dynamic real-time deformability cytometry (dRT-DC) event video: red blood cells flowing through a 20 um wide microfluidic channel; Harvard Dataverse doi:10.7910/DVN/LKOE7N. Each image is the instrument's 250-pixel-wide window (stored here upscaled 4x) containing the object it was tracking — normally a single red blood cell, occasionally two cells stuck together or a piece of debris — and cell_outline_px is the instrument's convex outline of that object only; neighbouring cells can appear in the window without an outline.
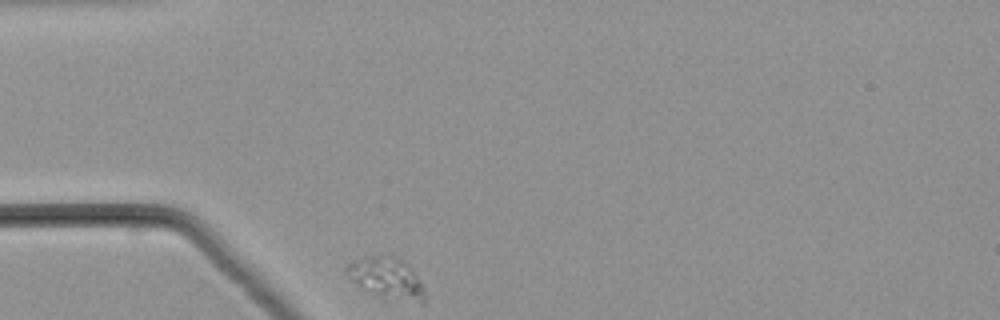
{"species": "common noctule bat (a hibernating species)", "species_latin": "Nyctalus noctula", "temperature_condition": "warm", "stored_images_in_passage": 36, "camera_frame_rate_fps": 3000, "um_per_image_px": 0.085, "animal": {"sex": "male", "body_mass_g": 21.5, "forearm_length_mm": 52.0}, "frame": {"image": 1, "passage_image": 1, "time_ms": 0.0, "image_size_px": [1000, 320], "cell_outline_px": [[424, 304], [420, 304], [376, 292], [352, 280], [344, 272], [344, 268], [348, 264], [380, 252], [388, 252], [408, 264], [420, 280], [424, 292]], "centroid_in_image_um": [32.91, 23.53], "position_along_channel_um": 52.1, "area_um2": 18.03}}
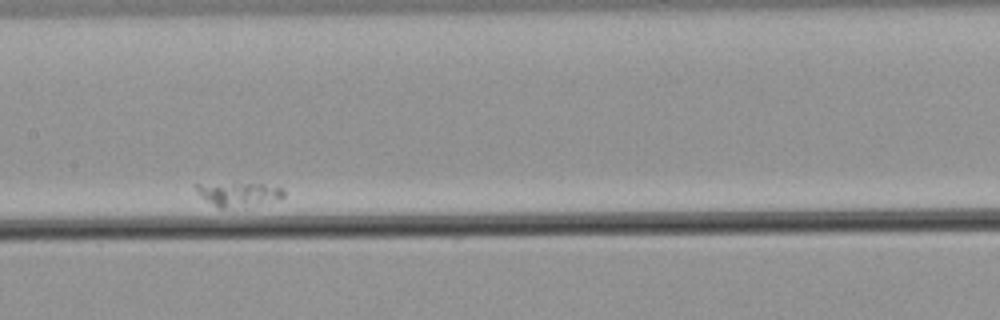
{"frame": {"image": 2, "passage_image": 17, "time_ms": 5.333, "image_size_px": [1000, 320], "cell_outline_px": [[284, 196], [280, 200], [224, 208], [216, 208], [200, 196], [196, 192], [196, 184], [236, 180], [264, 184], [284, 188]], "centroid_in_image_um": [20.24, 16.43], "position_along_channel_um": 187.2, "area_um2": 12.95}}
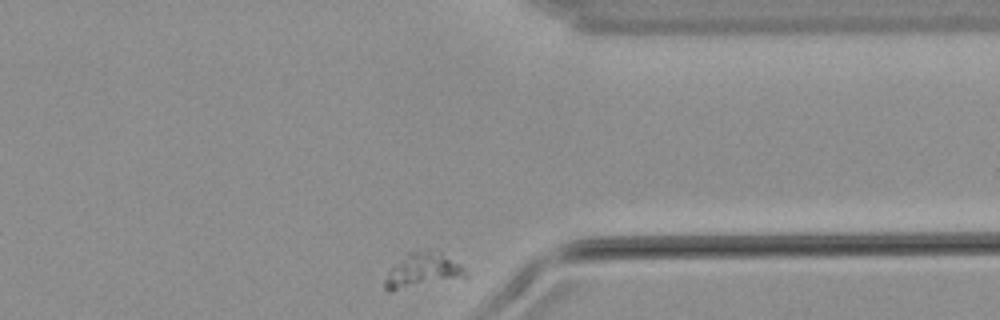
{"frame": {"image": 3, "passage_image": 36, "time_ms": 11.667, "image_size_px": [1000, 320], "cell_outline_px": [[468, 276], [388, 292], [384, 288], [384, 280], [388, 272], [408, 252], [424, 248], [428, 248], [440, 252], [460, 264], [464, 268]], "centroid_in_image_um": [35.91, 22.96], "position_along_channel_um": 375.5, "area_um2": 16.13}}